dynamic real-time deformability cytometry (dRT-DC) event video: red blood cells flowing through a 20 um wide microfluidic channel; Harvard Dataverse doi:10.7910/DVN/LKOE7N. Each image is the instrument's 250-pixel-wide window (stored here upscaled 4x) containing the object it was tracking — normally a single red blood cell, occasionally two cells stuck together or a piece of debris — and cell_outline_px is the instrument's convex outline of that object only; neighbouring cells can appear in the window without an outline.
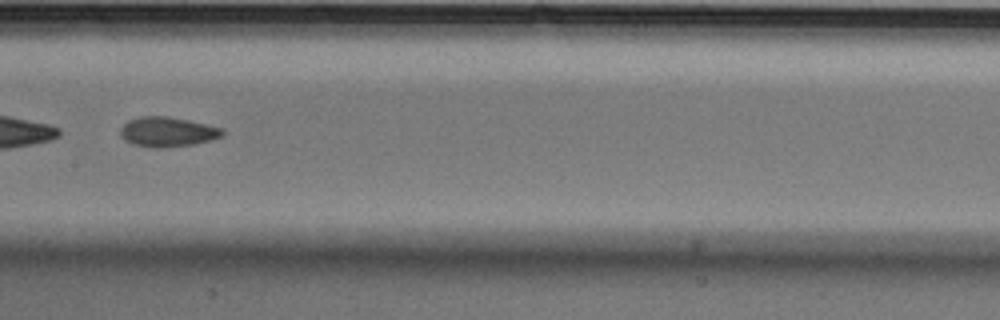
{"species": "Egyptian fruit bat (a non-hibernating species)", "species_latin": "Rousettus aegyptiacus", "temperature_condition": "cold", "stored_images_in_passage": 55, "segment_of_instrument_passage": [2, 2], "camera_frame_rate_fps": 3000, "um_per_image_px": 0.085, "animal": {"sex": "male"}, "frame": {"image": 1, "passage_image": 29, "time_ms": 9.333, "image_size_px": [1000, 320], "cell_outline_px": [[224, 136], [212, 140], [192, 144], [168, 148], [148, 148], [132, 144], [124, 140], [120, 136], [120, 128], [128, 120], [140, 116], [168, 116], [188, 120], [224, 128]], "centroid_in_image_um": [14.23, 11.22], "position_along_channel_um": 193.2, "area_um2": 18.09}}